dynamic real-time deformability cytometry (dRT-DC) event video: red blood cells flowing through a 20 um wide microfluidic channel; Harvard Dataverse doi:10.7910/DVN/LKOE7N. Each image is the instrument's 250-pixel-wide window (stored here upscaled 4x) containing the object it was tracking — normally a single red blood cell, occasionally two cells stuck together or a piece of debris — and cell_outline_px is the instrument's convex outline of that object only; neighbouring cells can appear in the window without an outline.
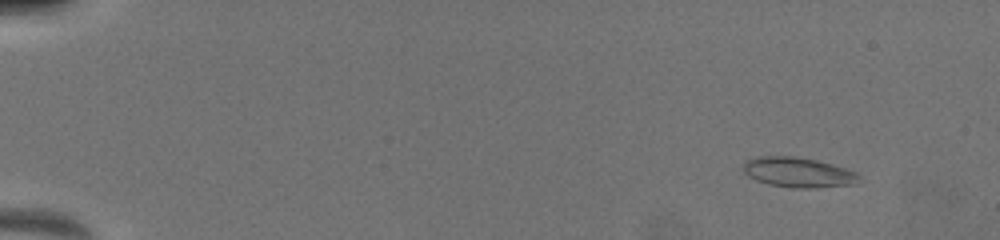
{"species": "common noctule bat (a hibernating species)", "species_latin": "Nyctalus noctula", "temperature_condition": "warm", "stored_images_in_passage": 10, "camera_frame_rate_fps": 3000, "um_per_image_px": 0.085, "animal": {"sex": "female", "body_mass_g": 19.5, "forearm_length_mm": 54.1}, "frame": {"image": 1, "passage_image": 2, "time_ms": 0.333, "image_size_px": [1000, 240], "cell_outline_px": [[860, 176], [856, 184], [812, 188], [792, 188], [768, 184], [756, 180], [748, 176], [744, 172], [744, 160], [756, 156], [792, 156], [816, 160], [832, 164], [856, 172]], "centroid_in_image_um": [67.82, 14.65], "position_along_channel_um": 17.2, "area_um2": 20.29}}
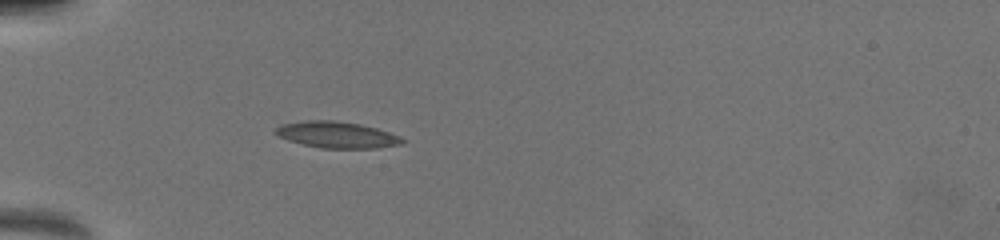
{"frame": {"image": 2, "passage_image": 9, "time_ms": 4.667, "image_size_px": [1000, 240], "cell_outline_px": [[408, 140], [404, 144], [376, 148], [320, 148], [288, 140], [272, 132], [280, 124], [304, 120], [332, 120], [360, 124], [376, 128], [400, 136]], "centroid_in_image_um": [28.65, 11.45], "position_along_channel_um": 56.3, "area_um2": 19.59}}